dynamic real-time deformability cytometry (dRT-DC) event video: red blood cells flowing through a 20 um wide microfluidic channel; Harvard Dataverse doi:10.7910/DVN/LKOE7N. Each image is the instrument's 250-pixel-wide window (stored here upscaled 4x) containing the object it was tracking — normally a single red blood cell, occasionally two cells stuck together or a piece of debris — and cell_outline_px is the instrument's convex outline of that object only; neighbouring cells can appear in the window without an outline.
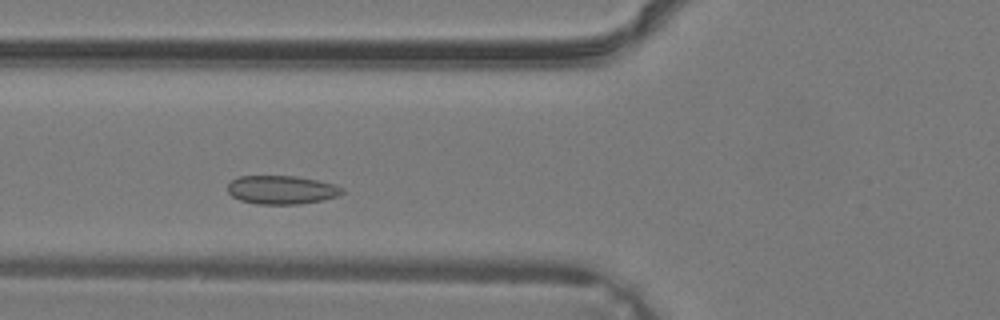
{"species": "common noctule bat (a hibernating species)", "species_latin": "Nyctalus noctula", "temperature_condition": "warm", "stored_images_in_passage": 31, "camera_frame_rate_fps": 3000, "um_per_image_px": 0.085, "animal": {"sex": "male", "body_mass_g": 19.2, "forearm_length_mm": 51.8}, "frame": {"image": 1, "passage_image": 7, "time_ms": 2.0, "image_size_px": [1000, 320], "cell_outline_px": [[344, 192], [336, 196], [320, 200], [300, 204], [256, 204], [240, 200], [232, 196], [228, 192], [228, 184], [232, 180], [240, 176], [296, 176], [336, 184], [344, 188]], "centroid_in_image_um": [23.93, 16.13], "position_along_channel_um": 101.9, "area_um2": 19.02}}
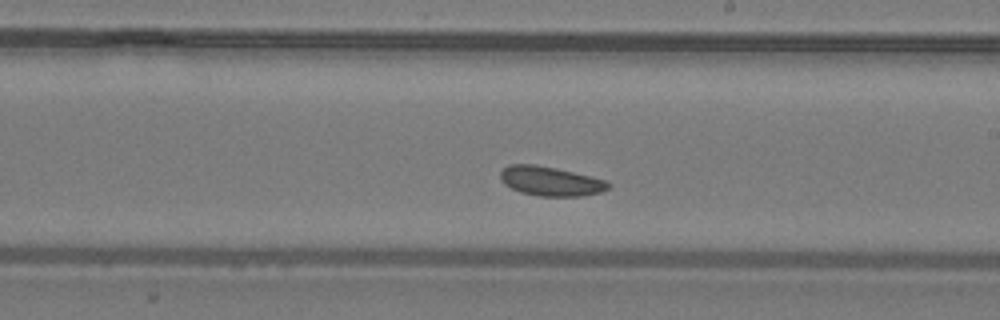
{"frame": {"image": 2, "passage_image": 15, "time_ms": 4.667, "image_size_px": [1000, 320], "cell_outline_px": [[612, 184], [608, 188], [600, 192], [580, 196], [540, 196], [520, 192], [504, 184], [500, 180], [500, 172], [508, 164], [536, 164], [556, 168], [592, 176], [608, 180]], "centroid_in_image_um": [46.8, 15.39], "position_along_channel_um": 242.2, "area_um2": 18.61}}
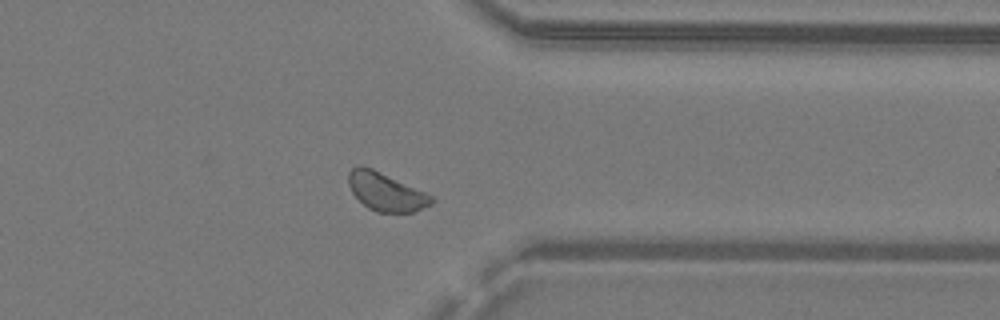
{"frame": {"image": 3, "passage_image": 23, "time_ms": 7.333, "image_size_px": [1000, 320], "cell_outline_px": [[436, 200], [432, 204], [412, 212], [376, 212], [368, 208], [352, 192], [348, 184], [348, 172], [352, 168], [360, 164], [372, 168], [424, 192], [432, 196]], "centroid_in_image_um": [32.78, 16.29], "position_along_channel_um": 378.6, "area_um2": 18.26}}